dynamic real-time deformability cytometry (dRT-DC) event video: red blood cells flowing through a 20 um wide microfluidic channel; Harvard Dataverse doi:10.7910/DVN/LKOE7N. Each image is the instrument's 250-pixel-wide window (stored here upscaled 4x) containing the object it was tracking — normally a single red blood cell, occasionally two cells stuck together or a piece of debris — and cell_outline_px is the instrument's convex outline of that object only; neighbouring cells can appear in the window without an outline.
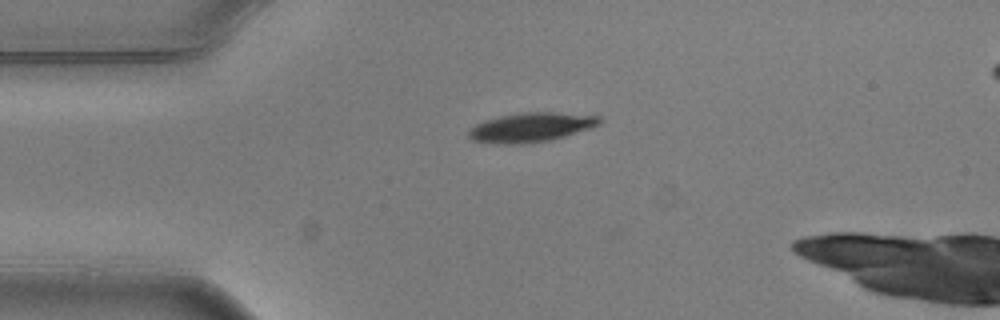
{"species": "common noctule bat (a hibernating species)", "species_latin": "Nyctalus noctula", "temperature_condition": "warm", "stored_images_in_passage": 12, "camera_frame_rate_fps": 3000, "um_per_image_px": 0.085, "animal": {"sex": "male", "body_mass_g": 20.5, "forearm_length_mm": 52.5}, "frame": {"image": 1, "passage_image": 1, "time_ms": 0.0, "image_size_px": [1000, 320], "cell_outline_px": [[604, 120], [600, 124], [564, 136], [548, 140], [520, 144], [496, 144], [472, 140], [468, 136], [468, 132], [476, 124], [484, 120], [500, 116], [528, 112], [552, 112], [600, 116]], "centroid_in_image_um": [45.12, 10.82], "position_along_channel_um": 39.9, "area_um2": 22.08}}
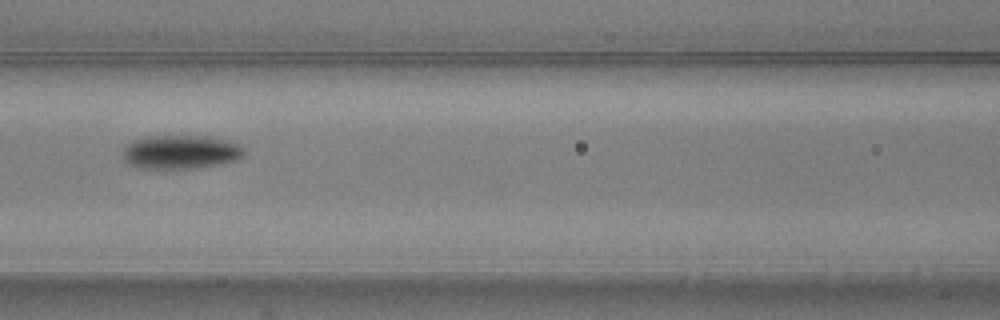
{"frame": {"image": 2, "passage_image": 4, "time_ms": 1.0, "image_size_px": [1000, 320], "cell_outline_px": [[244, 156], [236, 160], [220, 164], [192, 168], [144, 168], [128, 164], [124, 160], [124, 148], [132, 140], [140, 136], [216, 136], [240, 144], [244, 148]], "centroid_in_image_um": [15.39, 12.89], "position_along_channel_um": 151.2, "area_um2": 24.1}}
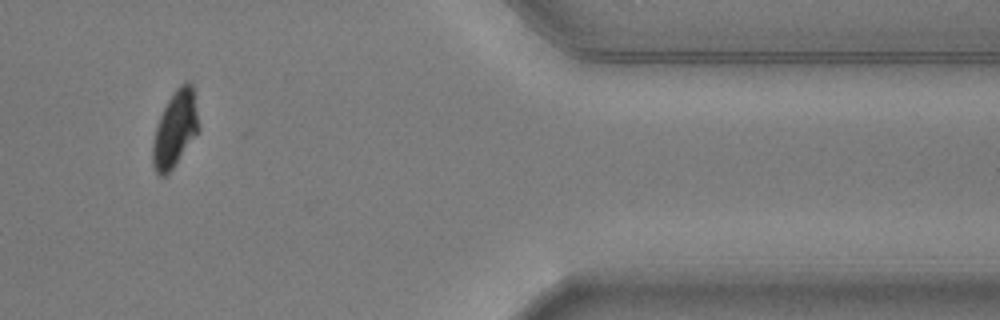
{"frame": {"image": 3, "passage_image": 10, "time_ms": 3.0, "image_size_px": [1000, 320], "cell_outline_px": [[200, 128], [168, 176], [160, 176], [152, 168], [152, 144], [156, 128], [160, 116], [168, 100], [176, 88], [180, 84], [188, 80], [192, 84]], "centroid_in_image_um": [14.87, 11.0], "position_along_channel_um": 396.5, "area_um2": 20.4}}